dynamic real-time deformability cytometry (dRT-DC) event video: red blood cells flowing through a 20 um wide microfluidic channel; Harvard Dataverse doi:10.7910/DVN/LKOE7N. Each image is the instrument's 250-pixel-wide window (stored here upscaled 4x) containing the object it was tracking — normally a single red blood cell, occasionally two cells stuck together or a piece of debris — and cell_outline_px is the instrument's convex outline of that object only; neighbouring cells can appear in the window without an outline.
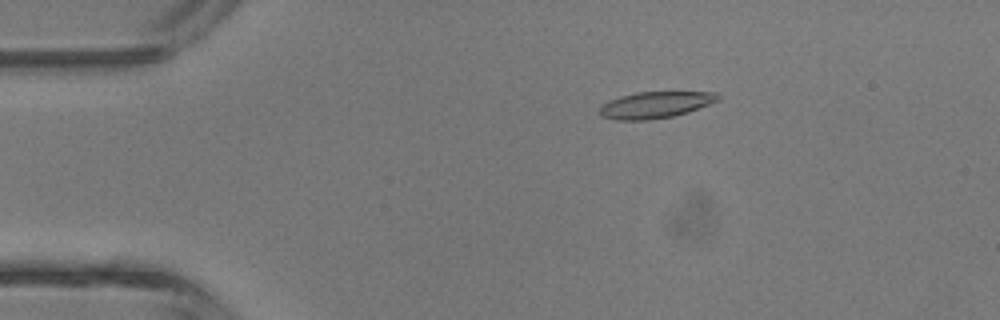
{"species": "common noctule bat (a hibernating species)", "species_latin": "Nyctalus noctula", "temperature_condition": "room temperature", "stored_images_in_passage": 4, "camera_frame_rate_fps": 3000, "um_per_image_px": 0.085, "animal": {"sex": "male", "body_mass_g": 13.3}, "frame": {"image": 1, "passage_image": 3, "time_ms": 2.333, "image_size_px": [1000, 320], "cell_outline_px": [[720, 100], [688, 112], [672, 116], [648, 120], [616, 120], [600, 116], [600, 104], [608, 100], [620, 96], [636, 92], [716, 92], [720, 96]], "centroid_in_image_um": [55.68, 8.91], "position_along_channel_um": 29.3, "area_um2": 18.38}}